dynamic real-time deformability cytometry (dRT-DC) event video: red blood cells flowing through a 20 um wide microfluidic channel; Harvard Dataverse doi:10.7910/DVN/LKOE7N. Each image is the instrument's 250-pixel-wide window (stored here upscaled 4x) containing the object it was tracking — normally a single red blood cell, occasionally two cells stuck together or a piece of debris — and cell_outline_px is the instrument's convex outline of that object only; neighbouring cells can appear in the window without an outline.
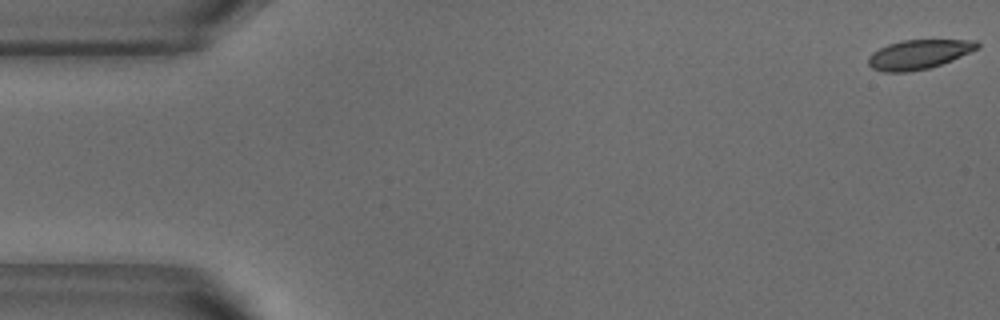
{"species": "common noctule bat (a hibernating species)", "species_latin": "Nyctalus noctula", "temperature_condition": "warm", "stored_images_in_passage": 14, "camera_frame_rate_fps": 3000, "um_per_image_px": 0.085, "animal": {"sex": "male", "body_mass_g": 18.8}, "frame": {"image": 1, "passage_image": 1, "time_ms": 0.0, "image_size_px": [1000, 320], "cell_outline_px": [[980, 48], [952, 60], [928, 68], [908, 72], [884, 72], [872, 68], [868, 64], [868, 56], [872, 52], [888, 44], [900, 40], [976, 40], [980, 44]], "centroid_in_image_um": [78.09, 4.62], "position_along_channel_um": 6.9, "area_um2": 18.67}}
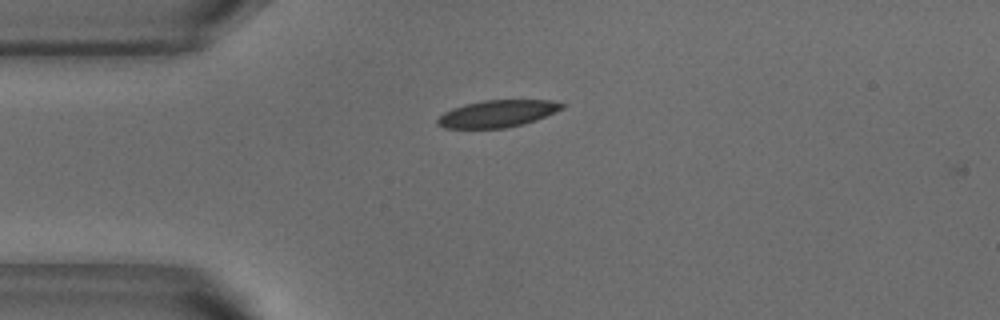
{"frame": {"image": 2, "passage_image": 13, "time_ms": 4.0, "image_size_px": [1000, 320], "cell_outline_px": [[564, 108], [536, 120], [524, 124], [504, 128], [444, 128], [436, 124], [436, 120], [444, 112], [452, 108], [464, 104], [484, 100], [552, 100], [564, 104]], "centroid_in_image_um": [42.26, 9.66], "position_along_channel_um": 42.7, "area_um2": 19.65}}